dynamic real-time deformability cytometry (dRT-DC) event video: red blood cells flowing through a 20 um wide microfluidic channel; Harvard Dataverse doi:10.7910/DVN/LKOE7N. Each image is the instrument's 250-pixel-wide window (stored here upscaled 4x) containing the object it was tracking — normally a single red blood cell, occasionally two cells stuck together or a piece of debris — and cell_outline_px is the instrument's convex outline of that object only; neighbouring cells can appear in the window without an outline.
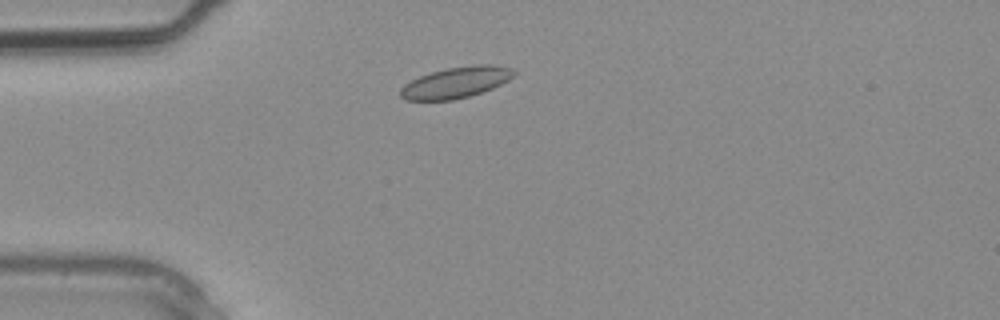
{"species": "common noctule bat (a hibernating species)", "species_latin": "Nyctalus noctula", "temperature_condition": "warm", "stored_images_in_passage": 2, "camera_frame_rate_fps": 3000, "um_per_image_px": 0.085, "animal": {"sex": "male", "body_mass_g": 20.4}, "frame": {"image": 1, "passage_image": 2, "time_ms": 0.333, "image_size_px": [1000, 320], "cell_outline_px": [[516, 72], [508, 80], [492, 88], [468, 96], [452, 100], [404, 100], [400, 96], [400, 88], [404, 84], [420, 76], [432, 72], [448, 68], [476, 64], [496, 64], [512, 68]], "centroid_in_image_um": [38.75, 7.0], "position_along_channel_um": 46.2, "area_um2": 20.4}}